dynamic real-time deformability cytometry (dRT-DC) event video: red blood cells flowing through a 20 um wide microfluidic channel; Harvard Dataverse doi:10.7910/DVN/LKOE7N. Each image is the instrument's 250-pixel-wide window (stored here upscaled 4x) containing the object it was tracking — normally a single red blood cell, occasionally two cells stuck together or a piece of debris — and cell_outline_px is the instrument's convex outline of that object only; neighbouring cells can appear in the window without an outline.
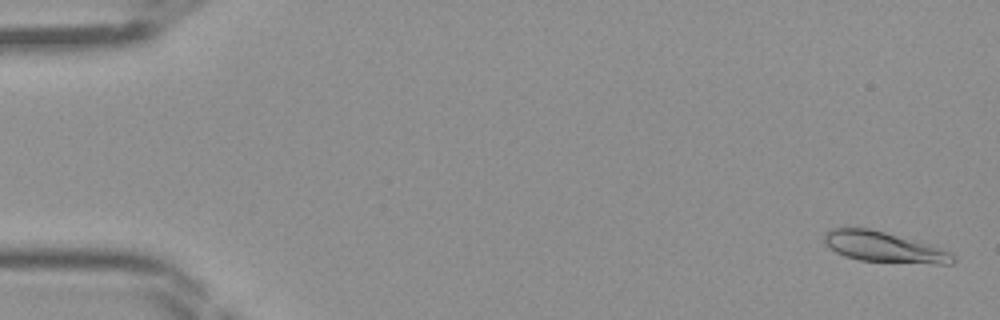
{"species": "Egyptian fruit bat (a non-hibernating species)", "species_latin": "Rousettus aegyptiacus", "temperature_condition": "room temperature", "stored_images_in_passage": 46, "segment_of_instrument_passage": [1, 2], "camera_frame_rate_fps": 3000, "um_per_image_px": 0.085, "frame": {"image": 1, "passage_image": 1, "time_ms": 0.0, "image_size_px": [1000, 320], "cell_outline_px": [[956, 260], [952, 264], [936, 264], [860, 260], [844, 256], [836, 252], [824, 244], [824, 232], [832, 228], [868, 228], [884, 232], [928, 244], [940, 248], [956, 256]], "centroid_in_image_um": [75.11, 21.0], "position_along_channel_um": 9.9, "area_um2": 22.66}}
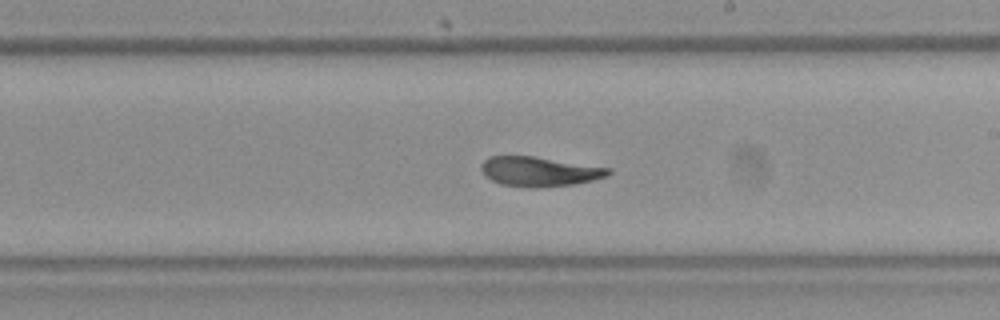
{"frame": {"image": 2, "passage_image": 26, "time_ms": 8.333, "image_size_px": [1000, 320], "cell_outline_px": [[612, 172], [608, 176], [592, 180], [572, 184], [536, 188], [532, 188], [500, 184], [484, 176], [480, 168], [480, 164], [488, 156], [532, 156], [612, 168]], "centroid_in_image_um": [45.82, 14.58], "position_along_channel_um": 243.2, "area_um2": 22.02}}
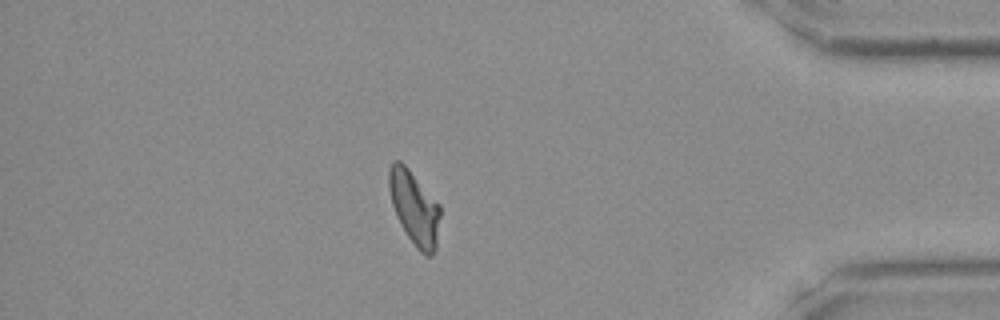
{"frame": {"image": 3, "passage_image": 39, "time_ms": 12.667, "image_size_px": [1000, 320], "cell_outline_px": [[440, 216], [436, 248], [432, 256], [424, 256], [416, 248], [400, 224], [396, 216], [392, 204], [388, 188], [388, 168], [392, 160], [400, 160], [408, 168], [440, 204]], "centroid_in_image_um": [35.21, 17.66], "position_along_channel_um": 400.0, "area_um2": 22.25}}